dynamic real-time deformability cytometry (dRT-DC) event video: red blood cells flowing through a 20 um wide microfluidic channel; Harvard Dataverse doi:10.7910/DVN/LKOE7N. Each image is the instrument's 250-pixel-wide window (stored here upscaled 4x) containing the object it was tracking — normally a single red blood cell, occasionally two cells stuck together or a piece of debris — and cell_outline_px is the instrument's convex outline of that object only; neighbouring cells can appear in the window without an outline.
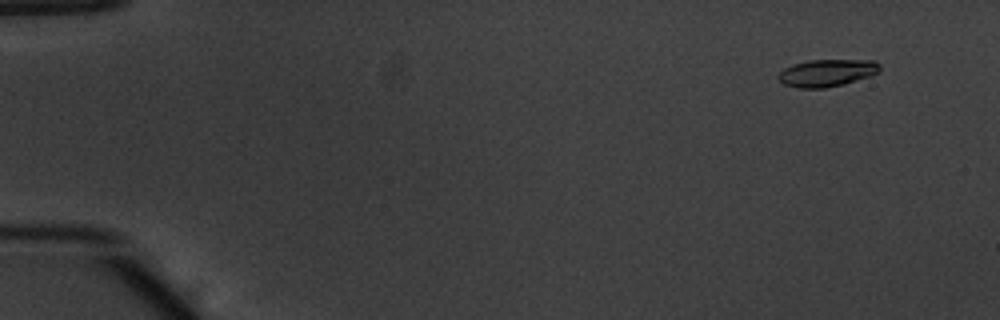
{"species": "common noctule bat (a hibernating species)", "species_latin": "Nyctalus noctula", "temperature_condition": "warm", "stored_images_in_passage": 54, "camera_frame_rate_fps": 3000, "um_per_image_px": 0.085, "animal": {"sex": "male", "body_mass_g": 20.1, "forearm_length_mm": 53.5}, "frame": {"image": 1, "passage_image": 5, "time_ms": 1.333, "image_size_px": [1000, 320], "cell_outline_px": [[880, 72], [872, 76], [844, 84], [824, 88], [796, 88], [784, 84], [776, 76], [784, 68], [792, 64], [808, 60], [876, 60], [880, 64]], "centroid_in_image_um": [70.31, 6.19], "position_along_channel_um": 14.7, "area_um2": 16.36}}
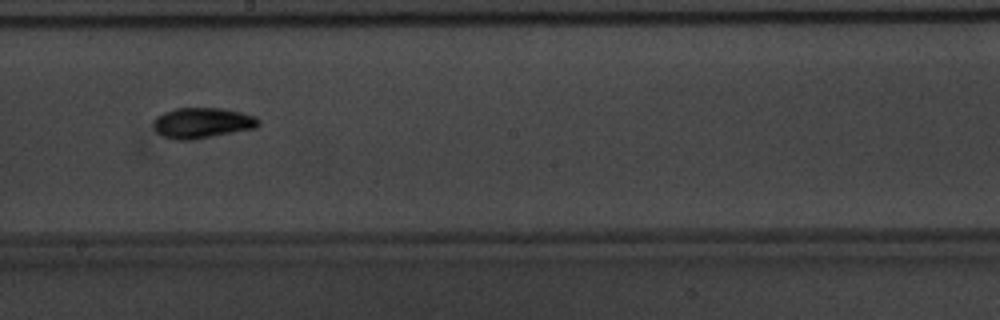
{"frame": {"image": 2, "passage_image": 32, "time_ms": 10.333, "image_size_px": [1000, 320], "cell_outline_px": [[260, 124], [256, 128], [192, 140], [176, 140], [164, 136], [156, 132], [152, 124], [152, 120], [156, 116], [164, 112], [176, 108], [220, 108], [240, 112], [256, 116], [260, 120]], "centroid_in_image_um": [17.17, 10.45], "position_along_channel_um": 231.0, "area_um2": 18.84}}
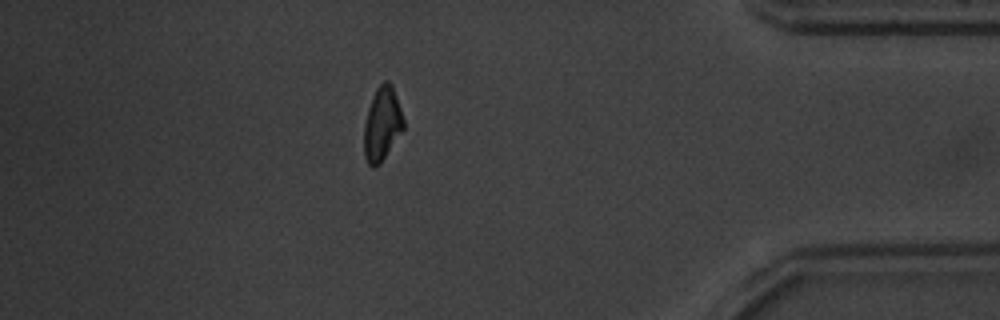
{"frame": {"image": 3, "passage_image": 48, "time_ms": 15.667, "image_size_px": [1000, 320], "cell_outline_px": [[404, 128], [380, 164], [372, 168], [368, 164], [364, 156], [364, 124], [368, 108], [372, 96], [376, 88], [384, 80], [388, 80], [392, 84], [404, 120]], "centroid_in_image_um": [32.47, 10.53], "position_along_channel_um": 402.7, "area_um2": 16.99}, "authors_computed_cell_mechanics": {"area_um2": 17.0221, "velocity_mm_per_s": 3.8592, "shape_relaxation_time_tau1_ms": 2.9494, "shape_relaxation_time_tau2_ms": 7.6486, "deformation_change_tau1": 0.1506, "deformation_change_tau2": 0.1416}}